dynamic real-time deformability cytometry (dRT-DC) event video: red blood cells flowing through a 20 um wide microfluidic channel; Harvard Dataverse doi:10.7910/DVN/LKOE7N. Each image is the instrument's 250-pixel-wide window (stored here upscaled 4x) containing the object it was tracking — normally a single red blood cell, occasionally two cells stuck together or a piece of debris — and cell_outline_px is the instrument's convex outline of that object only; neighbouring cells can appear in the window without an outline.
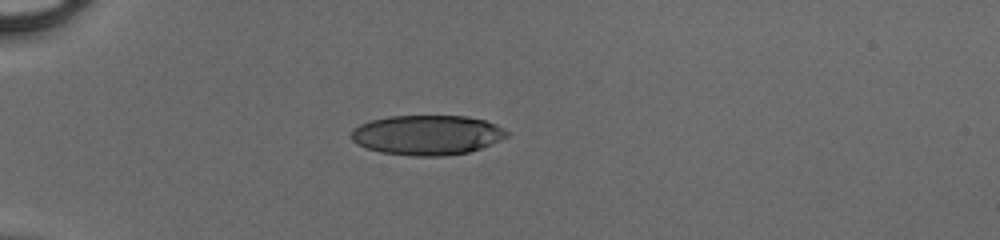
{"species": "human", "species_latin": "Homo sapiens", "temperature_condition": "cold", "stored_images_in_passage": 35, "camera_frame_rate_fps": 3000, "um_per_image_px": 0.085, "donor": {"sex": "male"}, "frame": {"image": 1, "passage_image": 1, "time_ms": 0.0, "image_size_px": [1000, 240], "cell_outline_px": [[508, 136], [500, 140], [480, 148], [468, 152], [444, 156], [416, 156], [380, 152], [356, 144], [348, 136], [352, 128], [360, 124], [372, 120], [388, 116], [468, 116], [484, 120], [496, 124], [504, 128], [508, 132]], "centroid_in_image_um": [36.28, 11.47], "position_along_channel_um": 48.7, "area_um2": 36.24}}
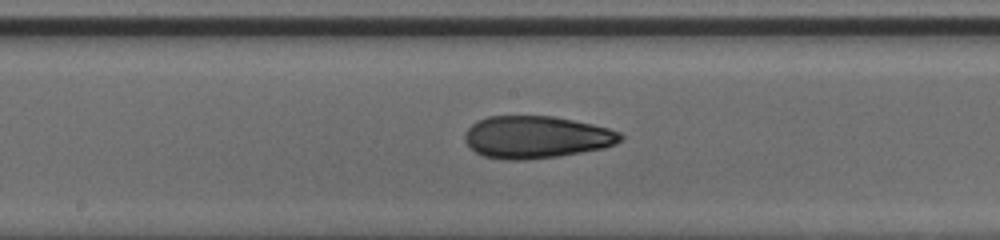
{"frame": {"image": 2, "passage_image": 14, "time_ms": 4.333, "image_size_px": [1000, 240], "cell_outline_px": [[624, 140], [616, 144], [604, 148], [560, 156], [524, 160], [508, 160], [484, 156], [476, 152], [464, 140], [464, 132], [472, 124], [488, 116], [552, 116], [592, 124], [608, 128], [620, 132], [624, 136]], "centroid_in_image_um": [45.61, 11.66], "position_along_channel_um": 202.6, "area_um2": 38.44}}
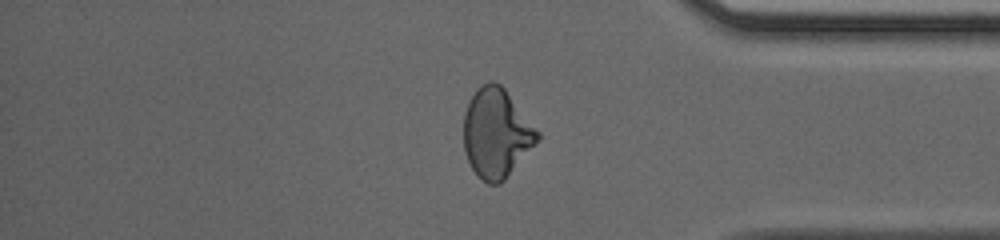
{"frame": {"image": 3, "passage_image": 28, "time_ms": 9.0, "image_size_px": [1000, 240], "cell_outline_px": [[540, 140], [504, 180], [500, 184], [488, 184], [480, 180], [472, 168], [464, 152], [464, 112], [476, 88], [480, 84], [492, 80], [500, 84], [504, 88], [540, 132]], "centroid_in_image_um": [42.19, 11.32], "position_along_channel_um": 393.0, "area_um2": 38.55}}